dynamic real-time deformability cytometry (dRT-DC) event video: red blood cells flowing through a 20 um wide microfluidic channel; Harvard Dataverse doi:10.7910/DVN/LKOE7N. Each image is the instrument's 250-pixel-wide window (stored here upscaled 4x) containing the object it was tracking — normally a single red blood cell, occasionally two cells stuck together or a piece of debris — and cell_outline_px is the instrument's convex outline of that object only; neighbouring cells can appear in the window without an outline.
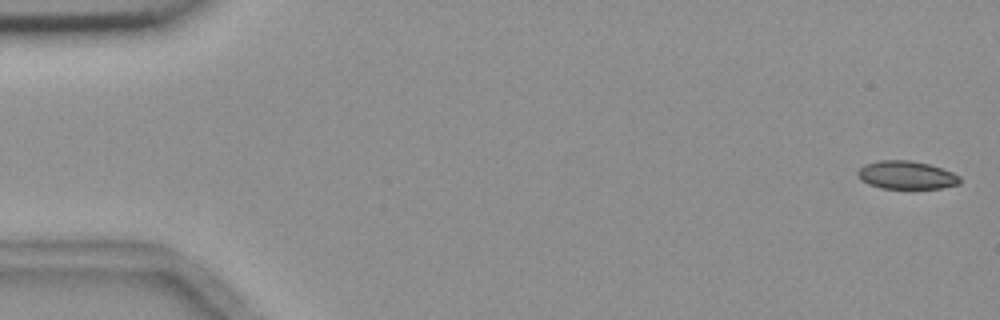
{"species": "common noctule bat (a hibernating species)", "species_latin": "Nyctalus noctula", "temperature_condition": "room temperature", "stored_images_in_passage": 4, "camera_frame_rate_fps": 3000, "um_per_image_px": 0.085, "animal": {"sex": "female", "body_mass_g": 18.4}, "frame": {"image": 1, "passage_image": 1, "time_ms": 0.0, "image_size_px": [1000, 320], "cell_outline_px": [[960, 184], [940, 188], [880, 188], [868, 184], [860, 180], [856, 176], [856, 172], [864, 164], [880, 160], [912, 160], [928, 164], [952, 172], [960, 176]], "centroid_in_image_um": [77.0, 14.88], "position_along_channel_um": 8.0, "area_um2": 16.82}}